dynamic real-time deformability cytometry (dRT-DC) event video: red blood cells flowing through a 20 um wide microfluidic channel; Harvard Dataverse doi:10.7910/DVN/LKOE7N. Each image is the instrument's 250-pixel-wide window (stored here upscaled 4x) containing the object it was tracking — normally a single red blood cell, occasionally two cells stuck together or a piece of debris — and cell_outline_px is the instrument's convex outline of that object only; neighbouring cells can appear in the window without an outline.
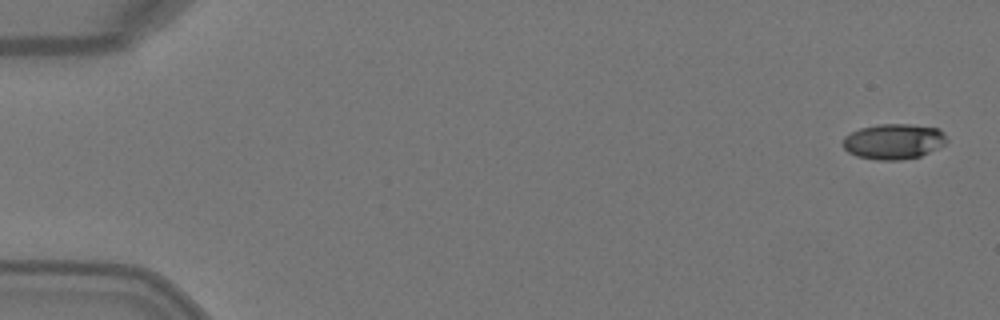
{"species": "Egyptian fruit bat (a non-hibernating species)", "species_latin": "Rousettus aegyptiacus", "temperature_condition": "warm", "stored_images_in_passage": 6, "segment_of_instrument_passage": [1, 2], "camera_frame_rate_fps": 3000, "um_per_image_px": 0.085, "animal": {"sex": "female"}, "frame": {"image": 1, "passage_image": 1, "time_ms": 0.0, "image_size_px": [1000, 320], "cell_outline_px": [[948, 140], [944, 144], [920, 156], [900, 160], [880, 160], [856, 156], [848, 152], [844, 148], [844, 136], [860, 128], [880, 124], [908, 124], [940, 128], [944, 132]], "centroid_in_image_um": [75.97, 12.01], "position_along_channel_um": 9.0, "area_um2": 21.33}}
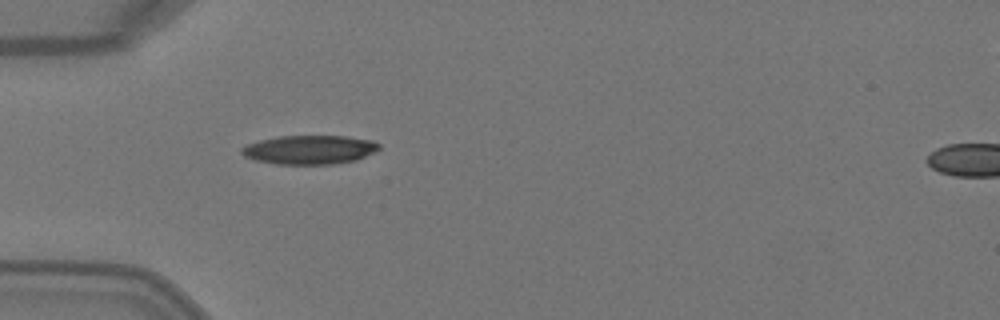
{"frame": {"image": 2, "passage_image": 5, "time_ms": 1.333, "image_size_px": [1000, 320], "cell_outline_px": [[380, 148], [376, 152], [356, 160], [332, 164], [276, 164], [256, 160], [244, 156], [240, 152], [240, 148], [248, 144], [260, 140], [280, 136], [344, 136], [372, 140], [380, 144]], "centroid_in_image_um": [26.33, 12.72], "position_along_channel_um": 58.7, "area_um2": 23.18}}